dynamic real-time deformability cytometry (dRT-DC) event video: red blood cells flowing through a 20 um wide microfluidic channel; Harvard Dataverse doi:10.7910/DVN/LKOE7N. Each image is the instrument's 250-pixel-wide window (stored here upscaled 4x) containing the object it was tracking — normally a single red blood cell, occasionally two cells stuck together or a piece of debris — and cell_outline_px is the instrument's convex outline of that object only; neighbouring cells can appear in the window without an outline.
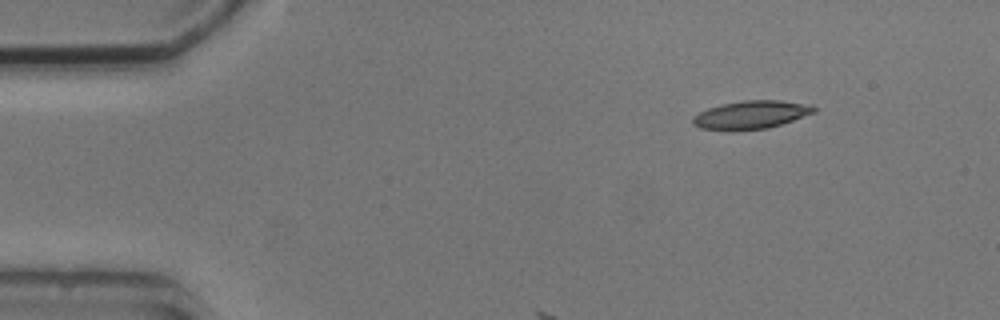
{"species": "common noctule bat (a hibernating species)", "species_latin": "Nyctalus noctula", "temperature_condition": "cold", "stored_images_in_passage": 6, "segment_of_instrument_passage": [2, 2], "camera_frame_rate_fps": 3000, "um_per_image_px": 0.085, "animal": {"sex": "male", "body_mass_g": 20.5, "forearm_length_mm": 52.5}, "frame": {"image": 1, "passage_image": 6, "time_ms": 5.667, "image_size_px": [1000, 320], "cell_outline_px": [[816, 112], [768, 128], [732, 132], [700, 128], [692, 124], [692, 116], [708, 108], [720, 104], [744, 100], [780, 100], [812, 104], [816, 108]], "centroid_in_image_um": [63.81, 9.77], "position_along_channel_um": 21.2, "area_um2": 20.29}}